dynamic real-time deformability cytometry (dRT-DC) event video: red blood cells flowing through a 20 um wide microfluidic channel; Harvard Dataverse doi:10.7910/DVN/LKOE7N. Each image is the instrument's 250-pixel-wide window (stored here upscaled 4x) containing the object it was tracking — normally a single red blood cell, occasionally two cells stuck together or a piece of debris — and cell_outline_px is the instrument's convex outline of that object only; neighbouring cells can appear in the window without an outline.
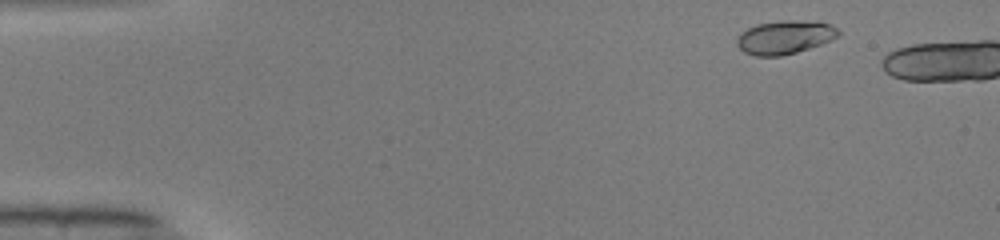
{"species": "common noctule bat (a hibernating species)", "species_latin": "Nyctalus noctula", "temperature_condition": "warm", "stored_images_in_passage": 6, "camera_frame_rate_fps": 3000, "um_per_image_px": 0.085, "animal": {"sex": "male", "body_mass_g": 19.0, "forearm_length_mm": 50.8}, "frame": {"image": 1, "passage_image": 4, "time_ms": 1.0, "image_size_px": [1000, 240], "cell_outline_px": [[840, 32], [836, 36], [820, 44], [796, 52], [780, 56], [756, 56], [744, 52], [736, 44], [736, 40], [740, 32], [756, 24], [784, 20], [816, 20], [828, 24], [836, 28]], "centroid_in_image_um": [66.66, 3.15], "position_along_channel_um": 18.3, "area_um2": 19.71}}